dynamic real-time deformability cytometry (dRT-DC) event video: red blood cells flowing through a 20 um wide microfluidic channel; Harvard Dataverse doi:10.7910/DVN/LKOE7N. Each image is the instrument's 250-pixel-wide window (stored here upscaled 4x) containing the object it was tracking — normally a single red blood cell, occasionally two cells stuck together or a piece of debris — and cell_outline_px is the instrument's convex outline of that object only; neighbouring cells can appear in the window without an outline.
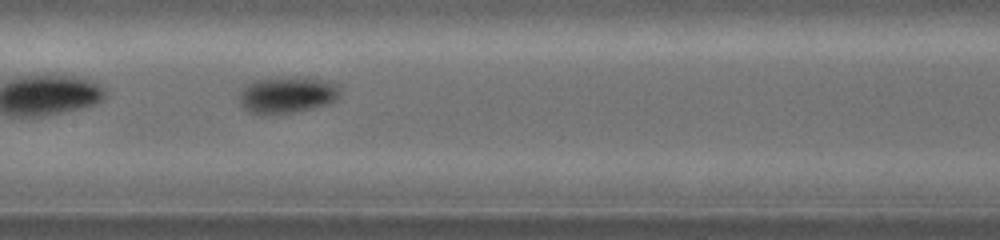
{"species": "common noctule bat (a hibernating species)", "species_latin": "Nyctalus noctula", "temperature_condition": "warm", "stored_images_in_passage": 24, "camera_frame_rate_fps": 5000, "um_per_image_px": 0.085, "animal": {"sex": "female", "body_mass_g": 19.0, "forearm_length_mm": 53.3}, "frame": {"image": 1, "passage_image": 8, "time_ms": 2.8, "image_size_px": [1000, 240], "cell_outline_px": [[340, 96], [336, 100], [328, 104], [292, 112], [248, 112], [240, 104], [240, 92], [248, 84], [256, 80], [284, 76], [296, 76], [324, 80], [336, 84], [340, 92]], "centroid_in_image_um": [24.44, 8.02], "position_along_channel_um": 183.0, "area_um2": 21.04}}
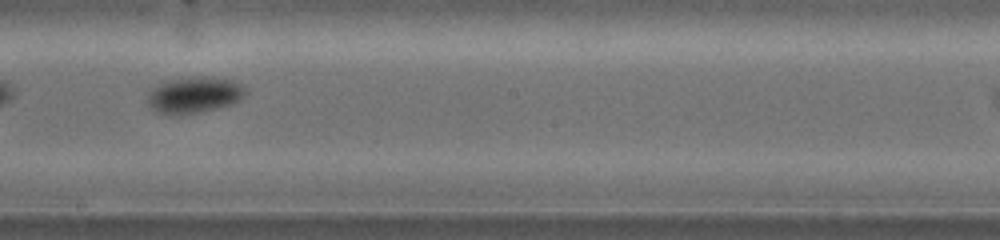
{"frame": {"image": 2, "passage_image": 11, "time_ms": 4.0, "image_size_px": [1000, 240], "cell_outline_px": [[248, 92], [240, 100], [228, 104], [200, 112], [180, 116], [172, 116], [156, 112], [148, 104], [148, 92], [156, 84], [168, 80], [192, 76], [208, 76], [232, 80], [248, 88]], "centroid_in_image_um": [16.48, 8.06], "position_along_channel_um": 231.7, "area_um2": 21.1}}